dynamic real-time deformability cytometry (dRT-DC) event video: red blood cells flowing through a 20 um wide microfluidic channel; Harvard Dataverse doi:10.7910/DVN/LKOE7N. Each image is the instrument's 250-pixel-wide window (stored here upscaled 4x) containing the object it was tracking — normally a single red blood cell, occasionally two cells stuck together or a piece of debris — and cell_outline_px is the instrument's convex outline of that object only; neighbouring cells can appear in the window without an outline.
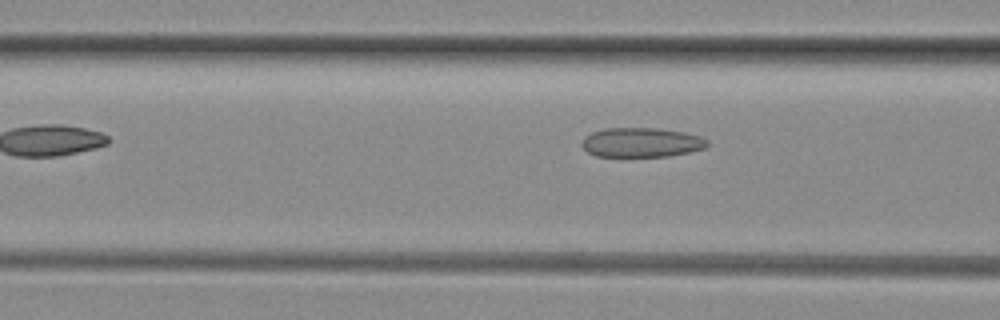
{"species": "common noctule bat (a hibernating species)", "species_latin": "Nyctalus noctula", "temperature_condition": "room temperature", "stored_images_in_passage": 6, "camera_frame_rate_fps": 3000, "um_per_image_px": 0.085, "animal": {"sex": "female", "body_mass_g": 29.2, "forearm_length_mm": 56.3}, "frame": {"image": 1, "passage_image": 5, "time_ms": 1.333, "image_size_px": [1000, 320], "cell_outline_px": [[708, 144], [704, 148], [688, 152], [668, 156], [596, 156], [588, 152], [580, 144], [584, 136], [592, 132], [604, 128], [660, 128], [684, 132], [700, 136], [708, 140]], "centroid_in_image_um": [54.5, 12.09], "position_along_channel_um": 112.1, "area_um2": 21.56}}
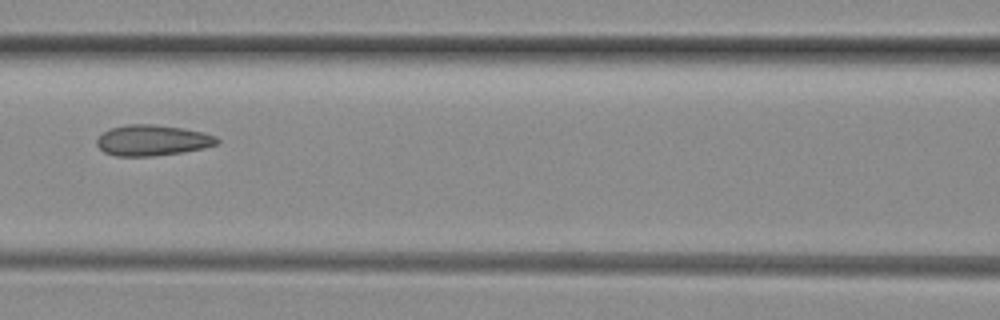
{"frame": {"image": 2, "passage_image": 6, "time_ms": 1.667, "image_size_px": [1000, 320], "cell_outline_px": [[220, 140], [216, 144], [204, 148], [180, 152], [152, 156], [116, 156], [104, 152], [96, 144], [96, 140], [104, 132], [112, 128], [128, 124], [152, 124], [184, 128], [204, 132], [216, 136]], "centroid_in_image_um": [12.96, 11.92], "position_along_channel_um": 153.6, "area_um2": 21.44}}